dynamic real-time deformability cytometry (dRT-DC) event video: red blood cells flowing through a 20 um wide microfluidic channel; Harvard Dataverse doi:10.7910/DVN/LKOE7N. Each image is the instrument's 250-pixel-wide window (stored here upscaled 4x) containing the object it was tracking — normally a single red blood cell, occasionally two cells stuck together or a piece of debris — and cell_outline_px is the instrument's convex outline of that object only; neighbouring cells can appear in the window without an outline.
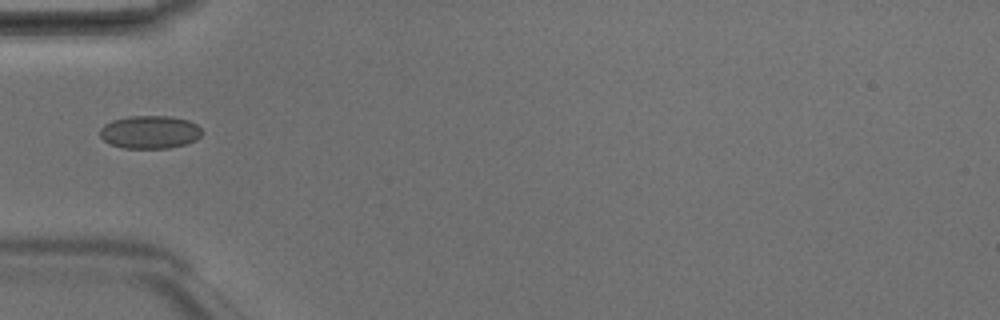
{"species": "Egyptian fruit bat (a non-hibernating species)", "species_latin": "Rousettus aegyptiacus", "temperature_condition": "room temperature", "stored_images_in_passage": 5, "camera_frame_rate_fps": 3000, "um_per_image_px": 0.085, "animal": {"sex": "male"}, "frame": {"image": 1, "passage_image": 5, "time_ms": 1.333, "image_size_px": [1000, 320], "cell_outline_px": [[204, 132], [196, 140], [184, 144], [168, 148], [124, 148], [108, 144], [100, 136], [100, 128], [104, 124], [112, 120], [128, 116], [172, 116], [188, 120], [196, 124]], "centroid_in_image_um": [12.73, 11.22], "position_along_channel_um": 72.3, "area_um2": 19.77}}